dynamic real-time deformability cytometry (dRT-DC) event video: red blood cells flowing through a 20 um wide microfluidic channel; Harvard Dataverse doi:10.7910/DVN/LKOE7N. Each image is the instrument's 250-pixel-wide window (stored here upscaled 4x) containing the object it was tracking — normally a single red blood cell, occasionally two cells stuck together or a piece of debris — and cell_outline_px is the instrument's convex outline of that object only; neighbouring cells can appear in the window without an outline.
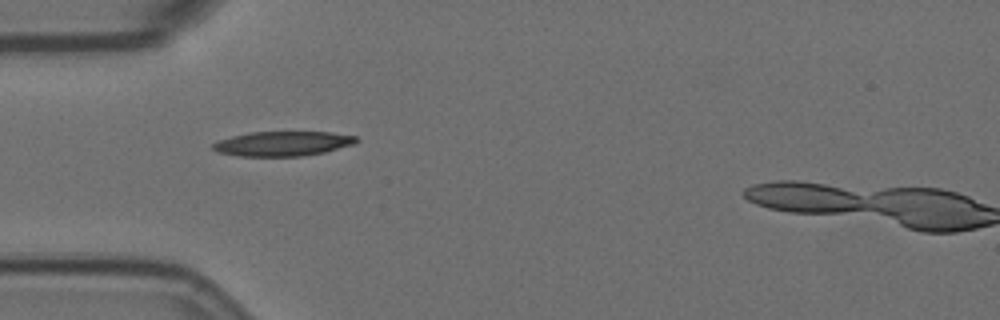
{"species": "Egyptian fruit bat (a non-hibernating species)", "species_latin": "Rousettus aegyptiacus", "temperature_condition": "room temperature", "stored_images_in_passage": 38, "camera_frame_rate_fps": 3000, "um_per_image_px": 0.085, "animal": {"sex": "female"}, "frame": {"image": 1, "passage_image": 1, "time_ms": 0.0, "image_size_px": [1000, 320], "cell_outline_px": [[360, 140], [352, 144], [324, 152], [300, 156], [240, 156], [216, 152], [212, 148], [212, 144], [216, 140], [248, 132], [332, 132], [356, 136]], "centroid_in_image_um": [23.98, 12.2], "position_along_channel_um": 61.0, "area_um2": 20.63}}
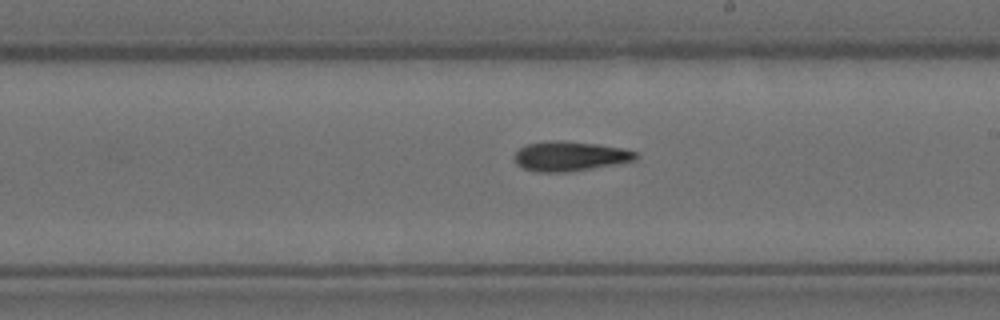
{"frame": {"image": 2, "passage_image": 16, "time_ms": 5.0, "image_size_px": [1000, 320], "cell_outline_px": [[636, 160], [568, 172], [536, 172], [524, 168], [516, 164], [512, 156], [520, 148], [528, 144], [552, 140], [560, 140], [600, 144], [620, 148], [636, 152]], "centroid_in_image_um": [48.38, 13.27], "position_along_channel_um": 240.6, "area_um2": 20.87}}
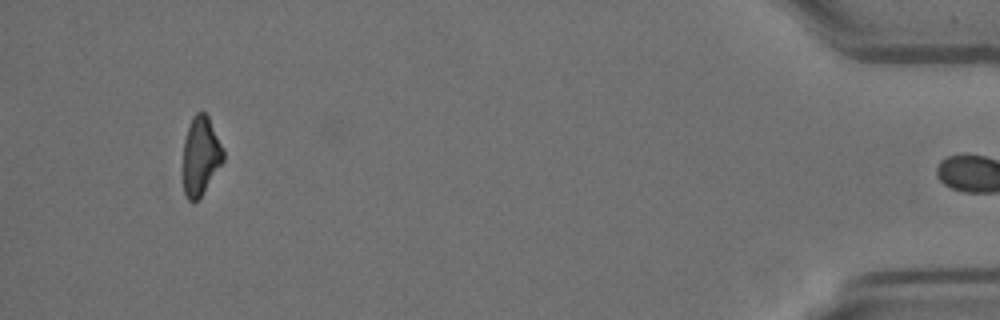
{"frame": {"image": 3, "passage_image": 37, "time_ms": 12.0, "image_size_px": [1000, 320], "cell_outline_px": [[224, 160], [200, 196], [196, 200], [188, 200], [184, 192], [184, 140], [192, 116], [196, 112], [204, 112], [208, 116], [224, 148]], "centroid_in_image_um": [17.07, 13.2], "position_along_channel_um": 418.1, "area_um2": 18.09}}